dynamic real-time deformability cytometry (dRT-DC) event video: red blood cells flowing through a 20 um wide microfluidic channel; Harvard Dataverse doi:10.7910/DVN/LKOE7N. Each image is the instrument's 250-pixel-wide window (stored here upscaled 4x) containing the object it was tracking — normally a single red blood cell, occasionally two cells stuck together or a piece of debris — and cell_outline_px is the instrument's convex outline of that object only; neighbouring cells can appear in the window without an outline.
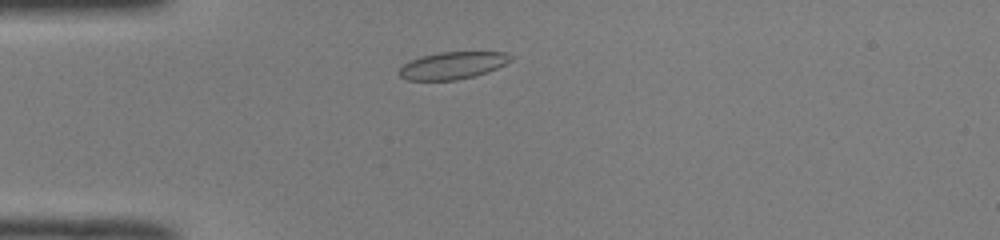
{"species": "common noctule bat (a hibernating species)", "species_latin": "Nyctalus noctula", "temperature_condition": "room temperature", "stored_images_in_passage": 41, "camera_frame_rate_fps": 3000, "um_per_image_px": 0.085, "animal": {"sex": "male", "body_mass_g": 19.0, "forearm_length_mm": 50.8}, "frame": {"image": 1, "passage_image": 5, "time_ms": 1.333, "image_size_px": [1000, 240], "cell_outline_px": [[516, 56], [512, 60], [488, 72], [456, 80], [408, 80], [400, 76], [400, 68], [404, 64], [420, 56], [440, 52], [504, 52]], "centroid_in_image_um": [38.51, 5.55], "position_along_channel_um": 46.5, "area_um2": 17.57}}
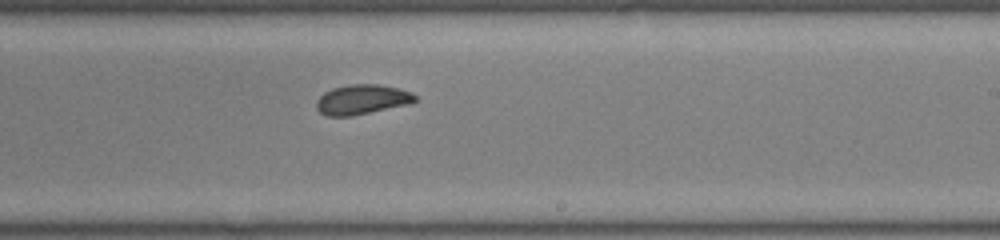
{"frame": {"image": 2, "passage_image": 22, "time_ms": 7.0, "image_size_px": [1000, 240], "cell_outline_px": [[416, 100], [408, 104], [352, 116], [328, 116], [320, 112], [316, 108], [316, 100], [324, 92], [332, 88], [348, 84], [380, 84], [400, 88], [412, 92], [416, 96]], "centroid_in_image_um": [30.76, 8.44], "position_along_channel_um": 258.2, "area_um2": 17.22}}
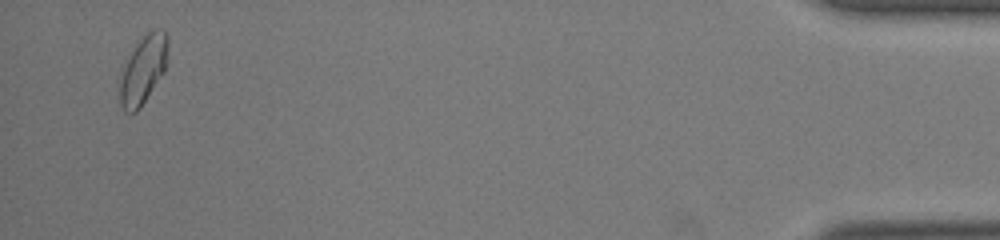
{"frame": {"image": 3, "passage_image": 40, "time_ms": 13.0, "image_size_px": [1000, 240], "cell_outline_px": [[168, 48], [164, 72], [140, 108], [136, 112], [124, 112], [120, 104], [116, 84], [120, 72], [132, 52], [140, 40], [152, 28], [160, 28], [168, 36]], "centroid_in_image_um": [12.12, 5.97], "position_along_channel_um": 423.1, "area_um2": 19.36}, "authors_computed_cell_mechanics": {"area_um2": 17.5712, "velocity_mm_per_s": 4.0572, "shape_relaxation_time_tau1_ms": 5.1083, "shape_relaxation_time_tau2_ms": 1.2088, "deformation_change_tau1": 0.1336, "deformation_change_tau2": 0.0561}}